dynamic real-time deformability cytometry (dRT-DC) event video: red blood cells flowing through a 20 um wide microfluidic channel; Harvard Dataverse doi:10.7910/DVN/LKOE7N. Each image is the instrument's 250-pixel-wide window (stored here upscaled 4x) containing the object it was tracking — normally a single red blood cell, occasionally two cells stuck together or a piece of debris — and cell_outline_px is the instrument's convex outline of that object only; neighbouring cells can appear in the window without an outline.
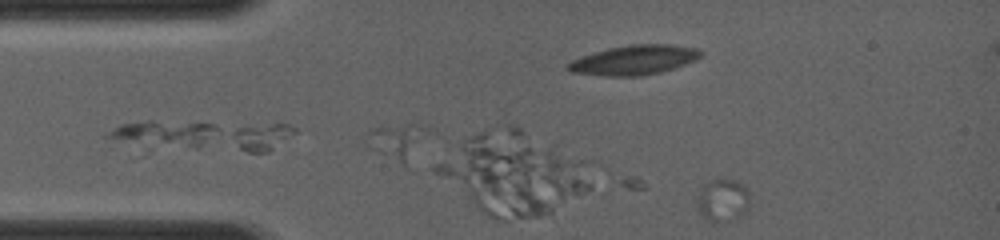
{"species": "common noctule bat (a hibernating species)", "species_latin": "Nyctalus noctula", "temperature_condition": "room temperature", "stored_images_in_passage": 5, "camera_frame_rate_fps": 4000, "um_per_image_px": 0.085, "animal": {"sex": "female", "body_mass_g": 19.0, "forearm_length_mm": 56.7}, "frame": {"image": 1, "passage_image": 5, "time_ms": 0.5, "image_size_px": [1000, 240], "cell_outline_px": [[748, 200], [744, 212], [736, 216], [716, 220], [704, 220], [700, 216], [696, 208], [696, 204], [700, 188], [708, 180], [736, 180], [744, 184], [748, 188]], "centroid_in_image_um": [61.36, 16.96], "position_along_channel_um": 23.6, "area_um2": 12.72}}